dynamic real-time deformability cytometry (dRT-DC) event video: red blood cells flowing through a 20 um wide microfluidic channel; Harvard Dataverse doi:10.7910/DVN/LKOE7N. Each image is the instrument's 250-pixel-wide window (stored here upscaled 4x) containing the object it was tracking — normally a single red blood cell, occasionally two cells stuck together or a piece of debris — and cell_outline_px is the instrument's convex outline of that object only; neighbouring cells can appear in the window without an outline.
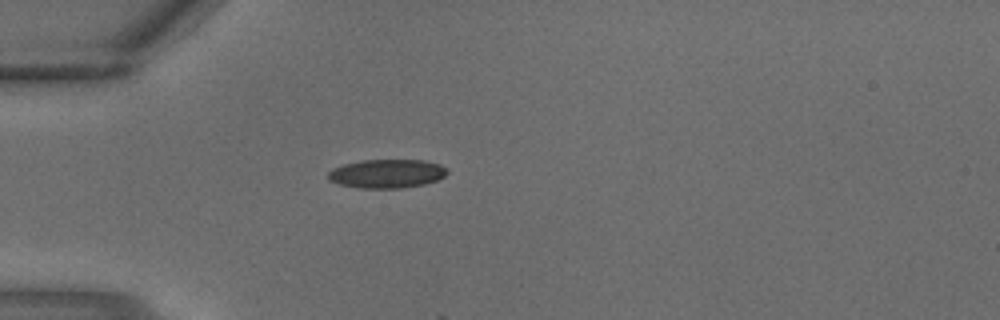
{"species": "common noctule bat (a hibernating species)", "species_latin": "Nyctalus noctula", "temperature_condition": "warm", "stored_images_in_passage": 4, "camera_frame_rate_fps": 3000, "um_per_image_px": 0.085, "animal": {"sex": "male", "body_mass_g": 18.8}, "frame": {"image": 1, "passage_image": 4, "time_ms": 1.0, "image_size_px": [1000, 320], "cell_outline_px": [[448, 172], [444, 176], [436, 180], [424, 184], [400, 188], [360, 188], [340, 184], [328, 180], [328, 172], [332, 168], [344, 164], [364, 160], [424, 160], [440, 164], [448, 168]], "centroid_in_image_um": [32.89, 14.75], "position_along_channel_um": 52.1, "area_um2": 19.94}}